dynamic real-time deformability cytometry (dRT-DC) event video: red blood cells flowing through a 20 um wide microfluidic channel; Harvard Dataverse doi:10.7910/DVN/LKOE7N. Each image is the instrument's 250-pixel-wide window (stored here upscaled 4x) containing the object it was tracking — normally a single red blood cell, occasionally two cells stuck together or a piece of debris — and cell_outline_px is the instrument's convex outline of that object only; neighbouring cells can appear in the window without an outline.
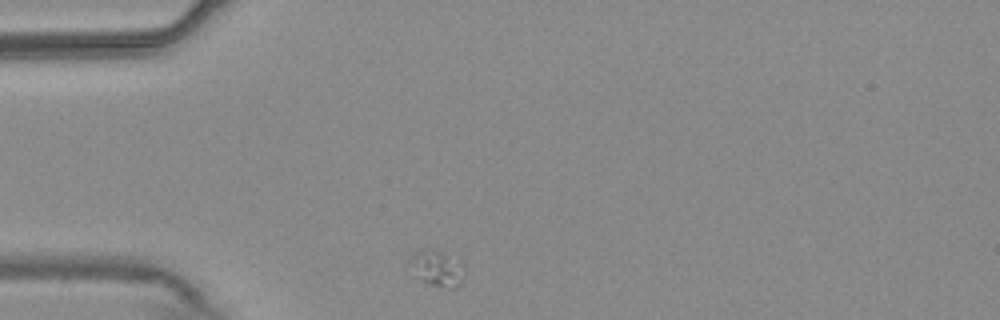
{"species": "common noctule bat (a hibernating species)", "species_latin": "Nyctalus noctula", "temperature_condition": "warm", "stored_images_in_passage": 34, "camera_frame_rate_fps": 3000, "um_per_image_px": 0.085, "animal": {"sex": "male", "body_mass_g": 20.4}, "frame": {"image": 1, "passage_image": 1, "time_ms": 0.0, "image_size_px": [1000, 320], "cell_outline_px": [[464, 280], [460, 284], [452, 288], [428, 284], [424, 280], [408, 260], [416, 252], [428, 248], [436, 248], [464, 260]], "centroid_in_image_um": [37.29, 22.74], "position_along_channel_um": 47.7, "area_um2": 11.44}}